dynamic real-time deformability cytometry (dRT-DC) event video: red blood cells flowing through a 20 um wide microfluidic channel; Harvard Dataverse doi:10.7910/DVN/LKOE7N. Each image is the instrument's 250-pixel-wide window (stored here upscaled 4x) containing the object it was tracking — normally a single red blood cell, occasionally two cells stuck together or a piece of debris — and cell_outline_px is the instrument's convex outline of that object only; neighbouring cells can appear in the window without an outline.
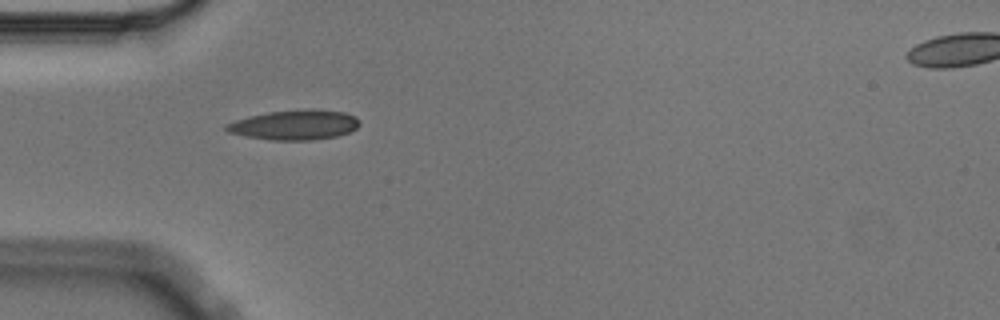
{"species": "Egyptian fruit bat (a non-hibernating species)", "species_latin": "Rousettus aegyptiacus", "temperature_condition": "cold", "stored_images_in_passage": 1, "camera_frame_rate_fps": 3000, "um_per_image_px": 0.085, "animal": {"sex": "male"}, "frame": {"image": 1, "passage_image": 1, "time_ms": 0.0, "image_size_px": [1000, 320], "cell_outline_px": [[360, 124], [356, 128], [348, 132], [336, 136], [312, 140], [272, 140], [244, 136], [228, 132], [224, 128], [224, 124], [248, 116], [268, 112], [308, 108], [312, 108], [344, 112], [356, 116], [360, 120]], "centroid_in_image_um": [25.04, 10.6], "position_along_channel_um": 60.0, "area_um2": 23.41}}